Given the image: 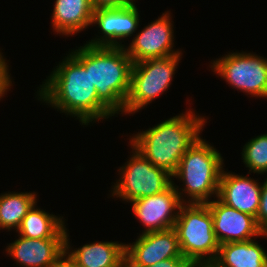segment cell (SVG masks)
<instances>
[{"mask_svg": "<svg viewBox=\"0 0 267 267\" xmlns=\"http://www.w3.org/2000/svg\"><path fill=\"white\" fill-rule=\"evenodd\" d=\"M181 56L182 53L133 63L123 114L138 112L168 90Z\"/></svg>", "mask_w": 267, "mask_h": 267, "instance_id": "obj_6", "label": "cell"}, {"mask_svg": "<svg viewBox=\"0 0 267 267\" xmlns=\"http://www.w3.org/2000/svg\"><path fill=\"white\" fill-rule=\"evenodd\" d=\"M35 205L37 204H34L22 219L16 230L18 236L30 239L53 238L64 227V218L36 208Z\"/></svg>", "mask_w": 267, "mask_h": 267, "instance_id": "obj_19", "label": "cell"}, {"mask_svg": "<svg viewBox=\"0 0 267 267\" xmlns=\"http://www.w3.org/2000/svg\"><path fill=\"white\" fill-rule=\"evenodd\" d=\"M207 205L212 213L214 233L219 244L247 241L258 236L267 238V233L259 229L252 215L229 207L218 198L210 200Z\"/></svg>", "mask_w": 267, "mask_h": 267, "instance_id": "obj_14", "label": "cell"}, {"mask_svg": "<svg viewBox=\"0 0 267 267\" xmlns=\"http://www.w3.org/2000/svg\"><path fill=\"white\" fill-rule=\"evenodd\" d=\"M210 68L229 85L247 93L246 95L267 98L266 58L255 53L233 52L213 60Z\"/></svg>", "mask_w": 267, "mask_h": 267, "instance_id": "obj_8", "label": "cell"}, {"mask_svg": "<svg viewBox=\"0 0 267 267\" xmlns=\"http://www.w3.org/2000/svg\"><path fill=\"white\" fill-rule=\"evenodd\" d=\"M174 229L181 254L192 264L216 260L220 244L214 233L212 213L207 203H183Z\"/></svg>", "mask_w": 267, "mask_h": 267, "instance_id": "obj_5", "label": "cell"}, {"mask_svg": "<svg viewBox=\"0 0 267 267\" xmlns=\"http://www.w3.org/2000/svg\"><path fill=\"white\" fill-rule=\"evenodd\" d=\"M94 10L91 0H56L51 16L53 31L76 35L92 25Z\"/></svg>", "mask_w": 267, "mask_h": 267, "instance_id": "obj_17", "label": "cell"}, {"mask_svg": "<svg viewBox=\"0 0 267 267\" xmlns=\"http://www.w3.org/2000/svg\"><path fill=\"white\" fill-rule=\"evenodd\" d=\"M9 69L4 57L0 60V99L6 94L8 89L12 86Z\"/></svg>", "mask_w": 267, "mask_h": 267, "instance_id": "obj_23", "label": "cell"}, {"mask_svg": "<svg viewBox=\"0 0 267 267\" xmlns=\"http://www.w3.org/2000/svg\"><path fill=\"white\" fill-rule=\"evenodd\" d=\"M69 239L66 232L65 255L78 267H125V244L96 241L72 250Z\"/></svg>", "mask_w": 267, "mask_h": 267, "instance_id": "obj_16", "label": "cell"}, {"mask_svg": "<svg viewBox=\"0 0 267 267\" xmlns=\"http://www.w3.org/2000/svg\"><path fill=\"white\" fill-rule=\"evenodd\" d=\"M130 203L135 217L146 227L142 233L174 228L183 204L173 183L159 194L139 198Z\"/></svg>", "mask_w": 267, "mask_h": 267, "instance_id": "obj_12", "label": "cell"}, {"mask_svg": "<svg viewBox=\"0 0 267 267\" xmlns=\"http://www.w3.org/2000/svg\"><path fill=\"white\" fill-rule=\"evenodd\" d=\"M132 155L121 166L120 179L113 186L112 196L126 202L159 194L172 184V176L165 170L154 166L131 144Z\"/></svg>", "mask_w": 267, "mask_h": 267, "instance_id": "obj_7", "label": "cell"}, {"mask_svg": "<svg viewBox=\"0 0 267 267\" xmlns=\"http://www.w3.org/2000/svg\"><path fill=\"white\" fill-rule=\"evenodd\" d=\"M66 232L64 226L53 238L19 236L6 247V252L21 267H53L65 255Z\"/></svg>", "mask_w": 267, "mask_h": 267, "instance_id": "obj_13", "label": "cell"}, {"mask_svg": "<svg viewBox=\"0 0 267 267\" xmlns=\"http://www.w3.org/2000/svg\"><path fill=\"white\" fill-rule=\"evenodd\" d=\"M125 244V267H149L162 260L184 257L174 228L139 234Z\"/></svg>", "mask_w": 267, "mask_h": 267, "instance_id": "obj_10", "label": "cell"}, {"mask_svg": "<svg viewBox=\"0 0 267 267\" xmlns=\"http://www.w3.org/2000/svg\"><path fill=\"white\" fill-rule=\"evenodd\" d=\"M262 184L251 177L222 171L217 198L229 207L256 218Z\"/></svg>", "mask_w": 267, "mask_h": 267, "instance_id": "obj_15", "label": "cell"}, {"mask_svg": "<svg viewBox=\"0 0 267 267\" xmlns=\"http://www.w3.org/2000/svg\"><path fill=\"white\" fill-rule=\"evenodd\" d=\"M223 161L220 152L199 136L184 153L172 176L183 182L184 188L179 189L172 181L180 200L183 203H207L212 195L217 198ZM183 192L190 197L188 201L183 199Z\"/></svg>", "mask_w": 267, "mask_h": 267, "instance_id": "obj_4", "label": "cell"}, {"mask_svg": "<svg viewBox=\"0 0 267 267\" xmlns=\"http://www.w3.org/2000/svg\"><path fill=\"white\" fill-rule=\"evenodd\" d=\"M170 15V12L166 11L137 33L128 47L124 45L125 51L133 63L182 53L173 49L174 31Z\"/></svg>", "mask_w": 267, "mask_h": 267, "instance_id": "obj_9", "label": "cell"}, {"mask_svg": "<svg viewBox=\"0 0 267 267\" xmlns=\"http://www.w3.org/2000/svg\"><path fill=\"white\" fill-rule=\"evenodd\" d=\"M255 219L259 229L267 233V178L261 187L259 208Z\"/></svg>", "mask_w": 267, "mask_h": 267, "instance_id": "obj_22", "label": "cell"}, {"mask_svg": "<svg viewBox=\"0 0 267 267\" xmlns=\"http://www.w3.org/2000/svg\"><path fill=\"white\" fill-rule=\"evenodd\" d=\"M193 267H218L215 263L210 262V263H197L193 264Z\"/></svg>", "mask_w": 267, "mask_h": 267, "instance_id": "obj_27", "label": "cell"}, {"mask_svg": "<svg viewBox=\"0 0 267 267\" xmlns=\"http://www.w3.org/2000/svg\"><path fill=\"white\" fill-rule=\"evenodd\" d=\"M93 7L98 8H120L131 5L135 0H91Z\"/></svg>", "mask_w": 267, "mask_h": 267, "instance_id": "obj_24", "label": "cell"}, {"mask_svg": "<svg viewBox=\"0 0 267 267\" xmlns=\"http://www.w3.org/2000/svg\"><path fill=\"white\" fill-rule=\"evenodd\" d=\"M53 267H78L69 257L64 255Z\"/></svg>", "mask_w": 267, "mask_h": 267, "instance_id": "obj_26", "label": "cell"}, {"mask_svg": "<svg viewBox=\"0 0 267 267\" xmlns=\"http://www.w3.org/2000/svg\"><path fill=\"white\" fill-rule=\"evenodd\" d=\"M149 267H193V264L184 257H176L162 260Z\"/></svg>", "mask_w": 267, "mask_h": 267, "instance_id": "obj_25", "label": "cell"}, {"mask_svg": "<svg viewBox=\"0 0 267 267\" xmlns=\"http://www.w3.org/2000/svg\"><path fill=\"white\" fill-rule=\"evenodd\" d=\"M2 54H3V53H2V52H0V60L3 58Z\"/></svg>", "mask_w": 267, "mask_h": 267, "instance_id": "obj_28", "label": "cell"}, {"mask_svg": "<svg viewBox=\"0 0 267 267\" xmlns=\"http://www.w3.org/2000/svg\"><path fill=\"white\" fill-rule=\"evenodd\" d=\"M253 239L220 244L213 262L218 267H267V253Z\"/></svg>", "mask_w": 267, "mask_h": 267, "instance_id": "obj_18", "label": "cell"}, {"mask_svg": "<svg viewBox=\"0 0 267 267\" xmlns=\"http://www.w3.org/2000/svg\"><path fill=\"white\" fill-rule=\"evenodd\" d=\"M242 160L249 173H267V133L252 138L243 146Z\"/></svg>", "mask_w": 267, "mask_h": 267, "instance_id": "obj_21", "label": "cell"}, {"mask_svg": "<svg viewBox=\"0 0 267 267\" xmlns=\"http://www.w3.org/2000/svg\"><path fill=\"white\" fill-rule=\"evenodd\" d=\"M73 51V52H72ZM71 54L90 69L92 84L98 99L115 115L124 113V105L130 91L133 62L124 46H89L84 44Z\"/></svg>", "mask_w": 267, "mask_h": 267, "instance_id": "obj_3", "label": "cell"}, {"mask_svg": "<svg viewBox=\"0 0 267 267\" xmlns=\"http://www.w3.org/2000/svg\"><path fill=\"white\" fill-rule=\"evenodd\" d=\"M206 120L189 109L138 132L129 138V143L154 166L173 176L180 159L203 131Z\"/></svg>", "mask_w": 267, "mask_h": 267, "instance_id": "obj_2", "label": "cell"}, {"mask_svg": "<svg viewBox=\"0 0 267 267\" xmlns=\"http://www.w3.org/2000/svg\"><path fill=\"white\" fill-rule=\"evenodd\" d=\"M139 10L135 2L120 8H98L94 10L91 24L98 25L102 32L93 40L87 42L89 46H124V38L132 36L139 26ZM104 34V35H103ZM119 40V41H118ZM122 42H121V41Z\"/></svg>", "mask_w": 267, "mask_h": 267, "instance_id": "obj_11", "label": "cell"}, {"mask_svg": "<svg viewBox=\"0 0 267 267\" xmlns=\"http://www.w3.org/2000/svg\"><path fill=\"white\" fill-rule=\"evenodd\" d=\"M35 192H8L0 195V230L18 229L30 208L37 203Z\"/></svg>", "mask_w": 267, "mask_h": 267, "instance_id": "obj_20", "label": "cell"}, {"mask_svg": "<svg viewBox=\"0 0 267 267\" xmlns=\"http://www.w3.org/2000/svg\"><path fill=\"white\" fill-rule=\"evenodd\" d=\"M38 100L77 117L82 125L115 116L99 99L90 69L69 53L40 85Z\"/></svg>", "mask_w": 267, "mask_h": 267, "instance_id": "obj_1", "label": "cell"}]
</instances>
